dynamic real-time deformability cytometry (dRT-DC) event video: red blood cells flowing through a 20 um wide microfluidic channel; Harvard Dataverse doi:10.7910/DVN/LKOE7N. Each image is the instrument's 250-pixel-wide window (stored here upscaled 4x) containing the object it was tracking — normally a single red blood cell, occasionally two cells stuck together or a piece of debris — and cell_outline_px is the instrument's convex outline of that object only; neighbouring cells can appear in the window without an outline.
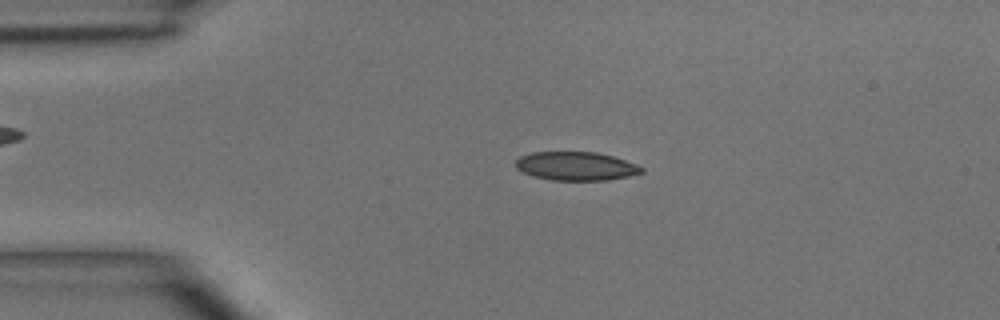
{"species": "common noctule bat (a hibernating species)", "species_latin": "Nyctalus noctula", "temperature_condition": "room temperature", "stored_images_in_passage": 7, "camera_frame_rate_fps": 3000, "um_per_image_px": 0.085, "animal": {"sex": "male", "body_mass_g": 15.6}, "frame": {"image": 1, "passage_image": 3, "time_ms": 2.333, "image_size_px": [1000, 320], "cell_outline_px": [[644, 172], [628, 176], [608, 180], [552, 180], [532, 176], [516, 168], [516, 160], [520, 156], [532, 152], [596, 152], [612, 156], [636, 164], [644, 168]], "centroid_in_image_um": [48.96, 14.12], "position_along_channel_um": 36.0, "area_um2": 20.92}}
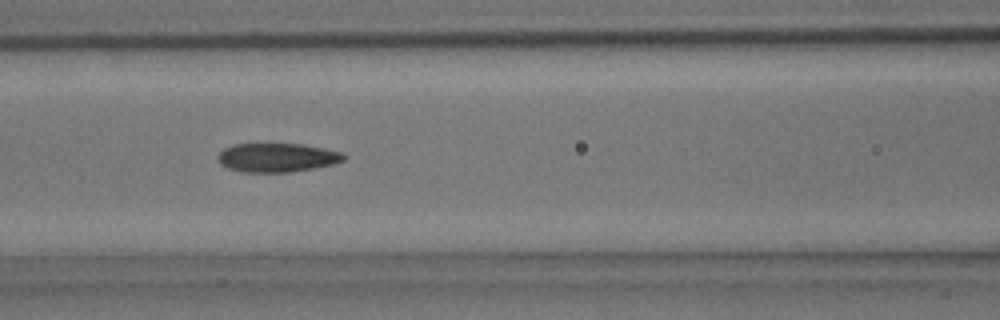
{"frame": {"image": 2, "passage_image": 6, "time_ms": 5.667, "image_size_px": [1000, 320], "cell_outline_px": [[348, 156], [344, 160], [332, 164], [292, 172], [244, 172], [228, 168], [220, 164], [216, 156], [224, 148], [236, 144], [300, 144], [324, 148], [340, 152]], "centroid_in_image_um": [23.53, 13.39], "position_along_channel_um": 143.1, "area_um2": 21.1}}
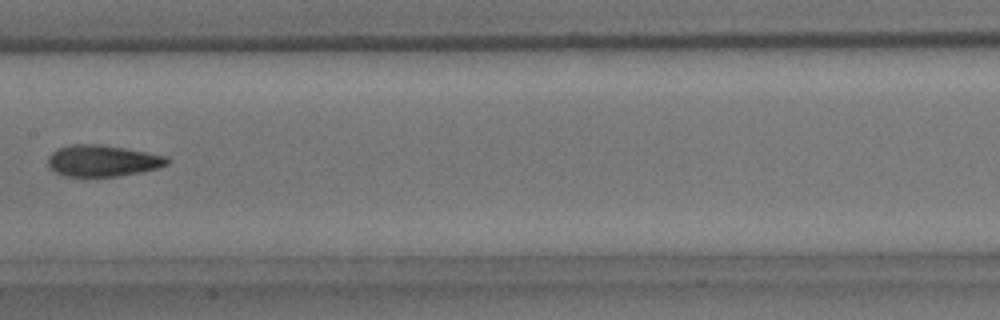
{"frame": {"image": 3, "passage_image": 7, "time_ms": 7.0, "image_size_px": [1000, 320], "cell_outline_px": [[172, 160], [168, 164], [156, 168], [140, 172], [120, 176], [64, 176], [48, 168], [48, 156], [52, 152], [60, 148], [72, 144], [100, 144], [124, 148], [168, 156]], "centroid_in_image_um": [8.73, 13.66], "position_along_channel_um": 198.7, "area_um2": 21.85}}